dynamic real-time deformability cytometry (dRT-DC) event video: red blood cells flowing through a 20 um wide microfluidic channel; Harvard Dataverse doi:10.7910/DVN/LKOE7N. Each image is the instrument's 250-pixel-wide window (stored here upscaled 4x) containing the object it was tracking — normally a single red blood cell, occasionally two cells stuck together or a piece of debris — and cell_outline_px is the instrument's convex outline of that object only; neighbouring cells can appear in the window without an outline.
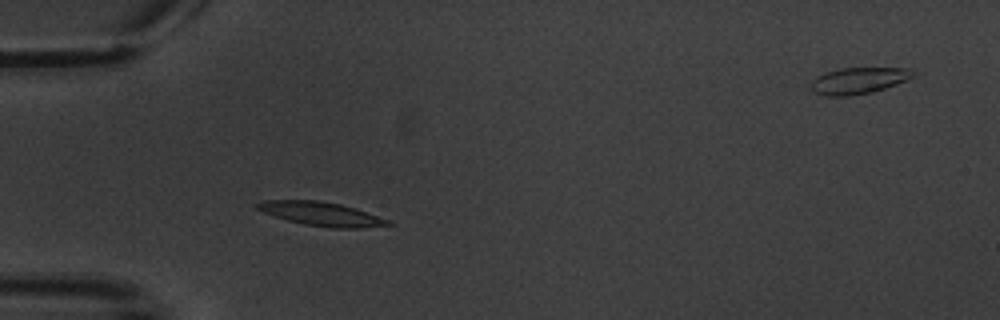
{"species": "common noctule bat (a hibernating species)", "species_latin": "Nyctalus noctula", "temperature_condition": "warm", "stored_images_in_passage": 5, "camera_frame_rate_fps": 3000, "um_per_image_px": 0.085, "animal": {"sex": "male", "body_mass_g": 20.1, "forearm_length_mm": 53.5}, "frame": {"image": 1, "passage_image": 4, "time_ms": 3.333, "image_size_px": [1000, 320], "cell_outline_px": [[396, 224], [360, 228], [332, 228], [304, 224], [288, 220], [264, 212], [256, 208], [256, 204], [264, 200], [320, 200], [340, 204], [388, 220]], "centroid_in_image_um": [27.29, 18.18], "position_along_channel_um": 57.7, "area_um2": 17.74}}